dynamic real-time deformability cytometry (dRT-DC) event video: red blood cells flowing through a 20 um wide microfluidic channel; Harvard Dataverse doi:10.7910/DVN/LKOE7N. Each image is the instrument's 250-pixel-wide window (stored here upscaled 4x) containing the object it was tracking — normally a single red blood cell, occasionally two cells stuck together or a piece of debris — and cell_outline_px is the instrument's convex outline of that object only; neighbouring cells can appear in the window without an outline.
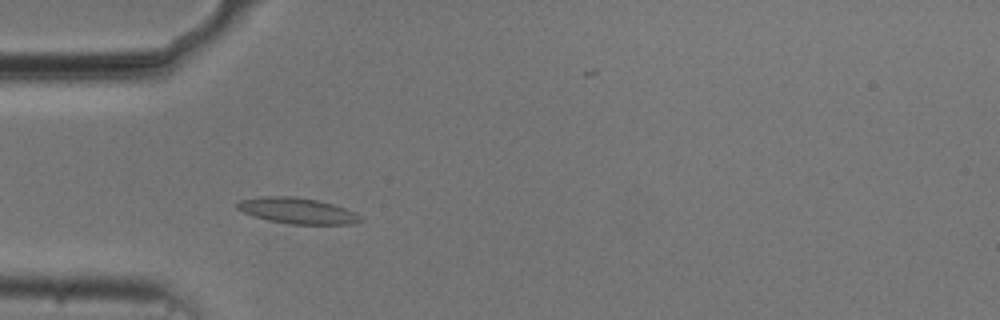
{"species": "common noctule bat (a hibernating species)", "species_latin": "Nyctalus noctula", "temperature_condition": "cold", "stored_images_in_passage": 42, "camera_frame_rate_fps": 3000, "um_per_image_px": 0.085, "animal": {"sex": "male", "body_mass_g": 20.5, "forearm_length_mm": 52.5}, "frame": {"image": 1, "passage_image": 4, "time_ms": 1.0, "image_size_px": [1000, 320], "cell_outline_px": [[364, 220], [352, 224], [292, 224], [268, 220], [252, 216], [236, 208], [236, 204], [240, 200], [260, 196], [292, 196], [316, 200], [332, 204], [356, 212]], "centroid_in_image_um": [25.26, 17.91], "position_along_channel_um": 59.7, "area_um2": 18.55}}
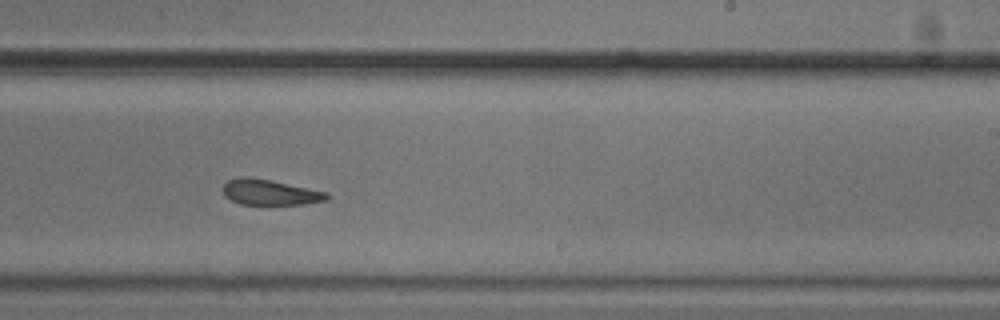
{"frame": {"image": 2, "passage_image": 21, "time_ms": 6.667, "image_size_px": [1000, 320], "cell_outline_px": [[332, 196], [328, 200], [304, 204], [240, 204], [224, 196], [224, 184], [228, 180], [244, 176], [248, 176], [272, 180], [328, 192]], "centroid_in_image_um": [23.0, 16.34], "position_along_channel_um": 266.0, "area_um2": 15.55}}
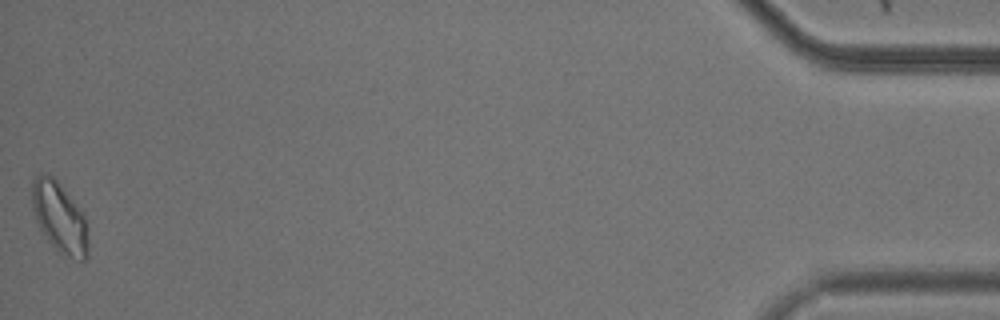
{"frame": {"image": 3, "passage_image": 42, "time_ms": 13.667, "image_size_px": [1000, 320], "cell_outline_px": [[88, 256], [84, 260], [80, 260], [64, 256], [56, 252], [40, 228], [36, 220], [32, 208], [32, 180], [36, 172], [44, 172], [52, 176], [56, 180], [84, 216], [88, 236]], "centroid_in_image_um": [5.03, 18.5], "position_along_channel_um": 430.2, "area_um2": 23.06}, "authors_computed_cell_mechanics": {"area_um2": 17.1088, "velocity_mm_per_s": 3.6911, "shape_relaxation_time_tau1_ms": 4.8257, "shape_relaxation_time_tau2_ms": 5.3977, "deformation_change_tau1": 0.1178, "deformation_change_tau2": 0.0868}}